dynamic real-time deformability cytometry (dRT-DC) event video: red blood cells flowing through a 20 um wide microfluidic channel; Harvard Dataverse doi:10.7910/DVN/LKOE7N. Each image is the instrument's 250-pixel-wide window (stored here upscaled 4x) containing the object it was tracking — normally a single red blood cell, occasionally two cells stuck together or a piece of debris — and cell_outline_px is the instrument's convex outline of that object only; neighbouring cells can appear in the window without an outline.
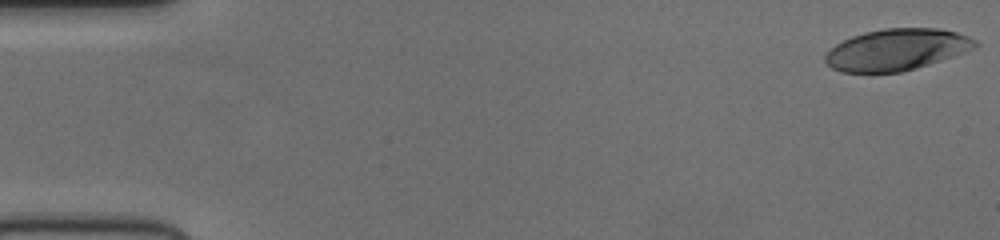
{"species": "human", "species_latin": "Homo sapiens", "temperature_condition": "cold", "stored_images_in_passage": 52, "camera_frame_rate_fps": 3000, "um_per_image_px": 0.085, "donor": {"sex": "female"}, "frame": {"image": 1, "passage_image": 1, "time_ms": 0.0, "image_size_px": [1000, 240], "cell_outline_px": [[980, 44], [976, 48], [916, 68], [900, 72], [840, 72], [832, 68], [824, 60], [824, 56], [836, 44], [852, 36], [864, 32], [884, 28], [940, 28], [956, 32], [968, 36], [976, 40]], "centroid_in_image_um": [76.23, 4.21], "position_along_channel_um": 8.8, "area_um2": 36.13}}
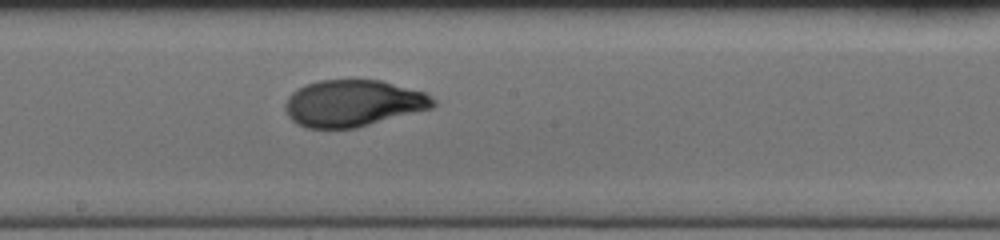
{"frame": {"image": 2, "passage_image": 29, "time_ms": 9.333, "image_size_px": [1000, 240], "cell_outline_px": [[436, 104], [432, 108], [356, 128], [304, 128], [296, 124], [288, 116], [284, 108], [284, 104], [288, 96], [296, 88], [304, 84], [320, 80], [380, 80], [424, 92], [436, 100]], "centroid_in_image_um": [29.97, 8.78], "position_along_channel_um": 218.2, "area_um2": 40.4}}
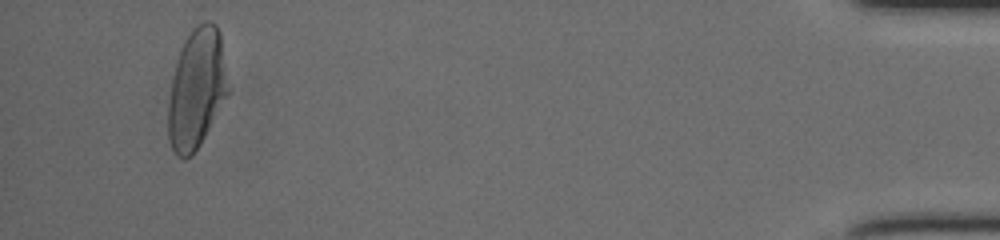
{"frame": {"image": 3, "passage_image": 50, "time_ms": 16.333, "image_size_px": [1000, 240], "cell_outline_px": [[228, 92], [200, 144], [192, 156], [184, 160], [176, 156], [168, 140], [168, 104], [172, 80], [180, 48], [184, 40], [192, 28], [196, 24], [204, 20], [212, 20], [216, 24], [220, 32], [228, 88]], "centroid_in_image_um": [16.69, 7.52], "position_along_channel_um": 418.5, "area_um2": 41.67}}